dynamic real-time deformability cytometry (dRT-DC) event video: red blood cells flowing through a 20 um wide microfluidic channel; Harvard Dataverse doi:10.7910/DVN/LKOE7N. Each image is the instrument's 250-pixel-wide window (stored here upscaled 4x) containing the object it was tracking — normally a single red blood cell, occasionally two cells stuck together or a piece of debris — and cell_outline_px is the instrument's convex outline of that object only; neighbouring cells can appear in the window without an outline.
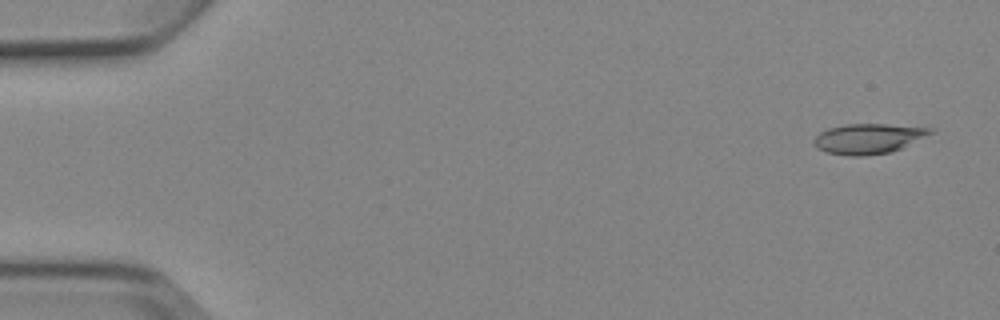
{"species": "Egyptian fruit bat (a non-hibernating species)", "species_latin": "Rousettus aegyptiacus", "temperature_condition": "cold", "stored_images_in_passage": 5, "camera_frame_rate_fps": 3000, "um_per_image_px": 0.085, "animal": {"sex": "female"}, "frame": {"image": 1, "passage_image": 1, "time_ms": 0.0, "image_size_px": [1000, 320], "cell_outline_px": [[936, 132], [892, 152], [868, 156], [852, 156], [828, 152], [816, 148], [812, 140], [820, 132], [828, 128], [844, 124], [884, 124], [932, 128]], "centroid_in_image_um": [73.81, 11.78], "position_along_channel_um": 11.2, "area_um2": 20.52}}
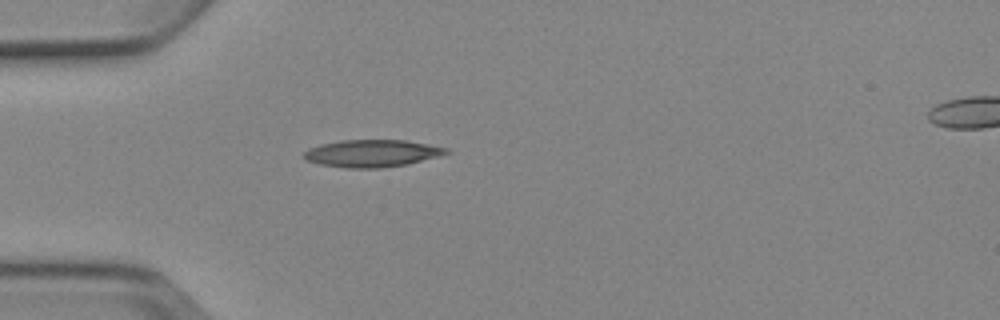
{"frame": {"image": 2, "passage_image": 4, "time_ms": 4.333, "image_size_px": [1000, 320], "cell_outline_px": [[452, 152], [440, 156], [408, 164], [380, 168], [348, 168], [320, 164], [304, 160], [304, 152], [308, 148], [320, 144], [340, 140], [404, 140], [428, 144], [448, 148]], "centroid_in_image_um": [31.63, 13.03], "position_along_channel_um": 53.4, "area_um2": 22.77}}